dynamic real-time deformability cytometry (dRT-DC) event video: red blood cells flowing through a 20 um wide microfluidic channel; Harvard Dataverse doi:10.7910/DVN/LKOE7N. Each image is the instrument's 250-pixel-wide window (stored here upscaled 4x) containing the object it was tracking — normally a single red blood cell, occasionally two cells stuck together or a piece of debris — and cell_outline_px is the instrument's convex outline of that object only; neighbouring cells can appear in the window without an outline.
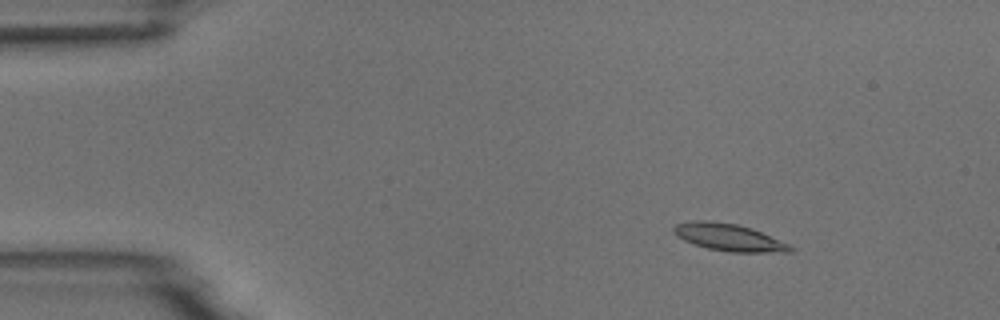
{"species": "common noctule bat (a hibernating species)", "species_latin": "Nyctalus noctula", "temperature_condition": "room temperature", "stored_images_in_passage": 4, "camera_frame_rate_fps": 3000, "um_per_image_px": 0.085, "animal": {"sex": "male", "body_mass_g": 18.8}, "frame": {"image": 1, "passage_image": 2, "time_ms": 1.333, "image_size_px": [1000, 320], "cell_outline_px": [[796, 248], [792, 252], [732, 252], [708, 248], [684, 240], [676, 236], [672, 232], [672, 228], [676, 224], [692, 220], [708, 220], [736, 224], [752, 228], [788, 244]], "centroid_in_image_um": [61.94, 20.16], "position_along_channel_um": 23.1, "area_um2": 18.38}}
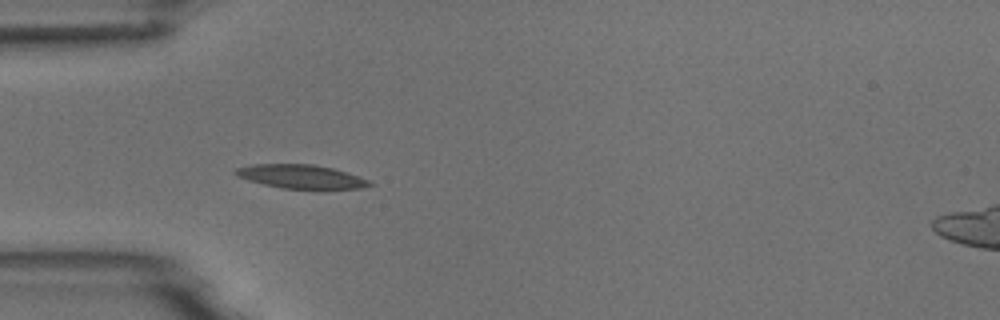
{"frame": {"image": 2, "passage_image": 4, "time_ms": 4.333, "image_size_px": [1000, 320], "cell_outline_px": [[376, 184], [360, 188], [280, 188], [248, 180], [236, 176], [232, 172], [236, 168], [252, 164], [312, 164], [332, 168], [368, 180]], "centroid_in_image_um": [25.51, 15.0], "position_along_channel_um": 59.5, "area_um2": 18.21}}